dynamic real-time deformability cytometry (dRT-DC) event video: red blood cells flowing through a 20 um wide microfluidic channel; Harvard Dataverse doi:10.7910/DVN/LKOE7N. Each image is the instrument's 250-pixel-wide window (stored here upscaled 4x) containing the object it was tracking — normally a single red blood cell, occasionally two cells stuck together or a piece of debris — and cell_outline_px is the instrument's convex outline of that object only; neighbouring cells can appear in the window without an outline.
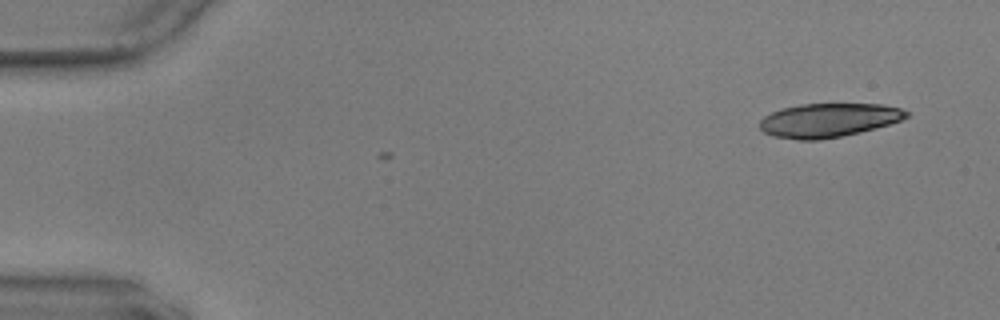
{"species": "common noctule bat (a hibernating species)", "species_latin": "Nyctalus noctula", "temperature_condition": "warm", "stored_images_in_passage": 2, "camera_frame_rate_fps": 3000, "um_per_image_px": 0.085, "animal": {"sex": "male", "body_mass_g": 17.9, "forearm_length_mm": 54.2}, "frame": {"image": 1, "passage_image": 2, "time_ms": 0.333, "image_size_px": [1000, 320], "cell_outline_px": [[908, 116], [900, 120], [876, 128], [860, 132], [840, 136], [816, 140], [796, 140], [772, 136], [764, 132], [760, 128], [760, 120], [764, 116], [780, 108], [800, 104], [880, 104], [900, 108], [908, 112]], "centroid_in_image_um": [70.38, 10.21], "position_along_channel_um": 14.6, "area_um2": 28.84}}